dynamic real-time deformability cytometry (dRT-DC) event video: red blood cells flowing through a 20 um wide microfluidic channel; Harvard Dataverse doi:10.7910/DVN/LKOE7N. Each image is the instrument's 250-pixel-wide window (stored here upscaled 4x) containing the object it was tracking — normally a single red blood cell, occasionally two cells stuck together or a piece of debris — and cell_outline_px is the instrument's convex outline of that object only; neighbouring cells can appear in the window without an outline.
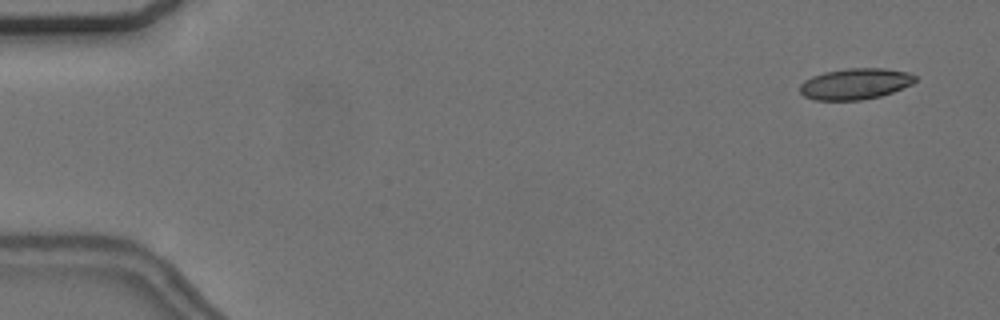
{"species": "common noctule bat (a hibernating species)", "species_latin": "Nyctalus noctula", "temperature_condition": "cold", "stored_images_in_passage": 54, "camera_frame_rate_fps": 3000, "um_per_image_px": 0.085, "animal": {"sex": "female", "body_mass_g": 24.6, "forearm_length_mm": 56.2}, "frame": {"image": 1, "passage_image": 1, "time_ms": 0.0, "image_size_px": [1000, 320], "cell_outline_px": [[916, 80], [912, 84], [892, 92], [880, 96], [860, 100], [816, 100], [804, 96], [800, 92], [800, 84], [804, 80], [812, 76], [824, 72], [848, 68], [884, 68], [908, 72], [916, 76]], "centroid_in_image_um": [72.69, 7.12], "position_along_channel_um": 12.3, "area_um2": 20.87}}
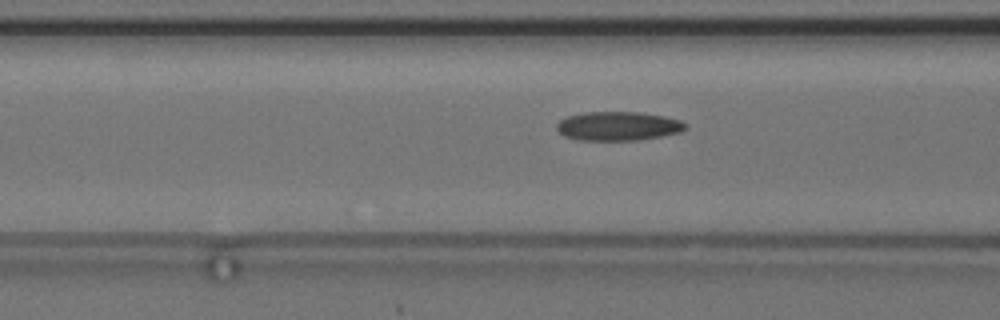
{"frame": {"image": 2, "passage_image": 20, "time_ms": 6.333, "image_size_px": [1000, 320], "cell_outline_px": [[688, 128], [680, 132], [660, 136], [636, 140], [576, 140], [564, 136], [556, 128], [556, 124], [560, 120], [568, 116], [584, 112], [640, 112], [664, 116], [680, 120], [688, 124]], "centroid_in_image_um": [52.54, 10.71], "position_along_channel_um": 114.1, "area_um2": 21.79}}
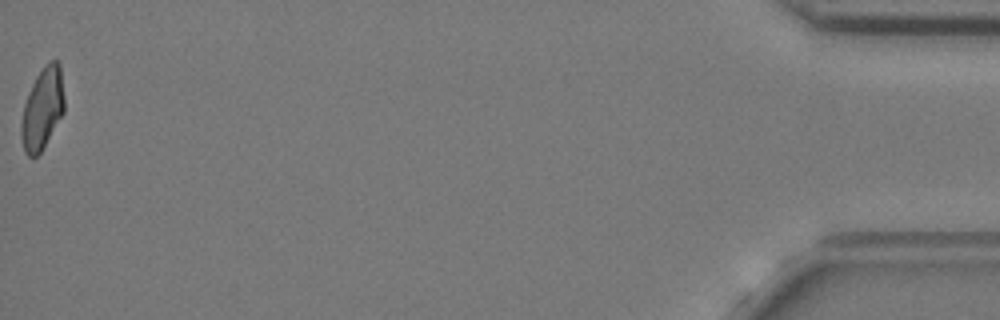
{"frame": {"image": 3, "passage_image": 54, "time_ms": 17.667, "image_size_px": [1000, 320], "cell_outline_px": [[64, 112], [40, 152], [36, 156], [28, 156], [24, 152], [20, 136], [20, 124], [24, 104], [28, 92], [36, 76], [44, 64], [52, 60], [56, 60], [60, 64], [64, 96]], "centroid_in_image_um": [3.59, 9.22], "position_along_channel_um": 431.6, "area_um2": 20.52}, "authors_computed_cell_mechanics": {"area_um2": 21.2415, "velocity_mm_per_s": 3.6822, "shape_relaxation_time_tau1_ms": null, "shape_relaxation_time_tau2_ms": 3.7887, "deformation_change_tau1": null, "deformation_change_tau2": 0.1221}}